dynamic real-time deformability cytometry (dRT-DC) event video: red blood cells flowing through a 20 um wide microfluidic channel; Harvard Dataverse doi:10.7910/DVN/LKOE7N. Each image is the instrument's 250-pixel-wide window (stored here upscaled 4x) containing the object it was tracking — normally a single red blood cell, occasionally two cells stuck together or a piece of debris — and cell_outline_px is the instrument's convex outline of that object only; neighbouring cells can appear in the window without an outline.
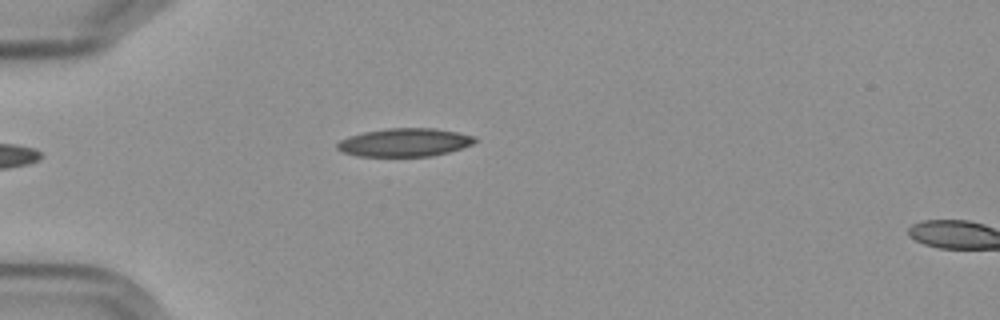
{"species": "Egyptian fruit bat (a non-hibernating species)", "species_latin": "Rousettus aegyptiacus", "temperature_condition": "cold", "stored_images_in_passage": 3, "camera_frame_rate_fps": 3000, "um_per_image_px": 0.085, "frame": {"image": 1, "passage_image": 3, "time_ms": 2.333, "image_size_px": [1000, 320], "cell_outline_px": [[476, 140], [472, 144], [448, 152], [432, 156], [356, 156], [344, 152], [336, 148], [336, 144], [340, 140], [348, 136], [364, 132], [388, 128], [436, 128], [476, 136]], "centroid_in_image_um": [34.38, 12.1], "position_along_channel_um": 50.6, "area_um2": 22.6}}